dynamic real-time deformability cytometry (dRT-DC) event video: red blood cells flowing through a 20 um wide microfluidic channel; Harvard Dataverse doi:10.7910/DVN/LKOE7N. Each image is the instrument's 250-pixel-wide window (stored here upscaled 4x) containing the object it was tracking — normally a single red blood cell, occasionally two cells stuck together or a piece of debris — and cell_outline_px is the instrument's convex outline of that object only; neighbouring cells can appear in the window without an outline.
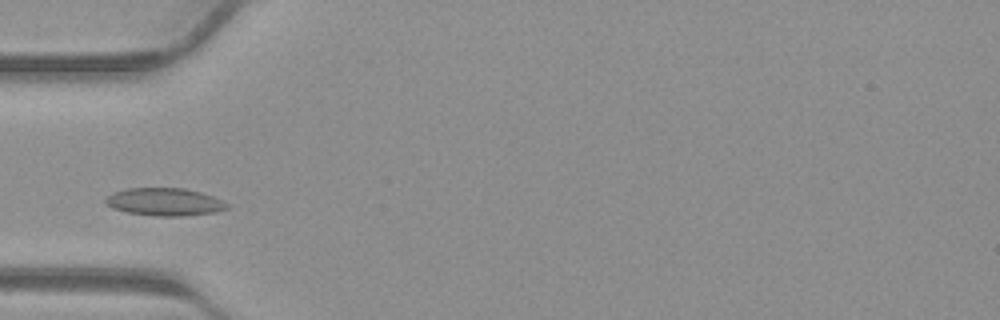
{"species": "common noctule bat (a hibernating species)", "species_latin": "Nyctalus noctula", "temperature_condition": "warm", "stored_images_in_passage": 25, "camera_frame_rate_fps": 3000, "um_per_image_px": 0.085, "animal": {"sex": "male", "body_mass_g": 23.1, "forearm_length_mm": 52.7}, "frame": {"image": 1, "passage_image": 4, "time_ms": 1.0, "image_size_px": [1000, 320], "cell_outline_px": [[232, 208], [216, 212], [180, 216], [152, 216], [128, 212], [112, 208], [104, 200], [112, 192], [128, 188], [184, 188], [200, 192], [212, 196], [228, 204]], "centroid_in_image_um": [14.0, 17.16], "position_along_channel_um": 71.0, "area_um2": 19.59}}
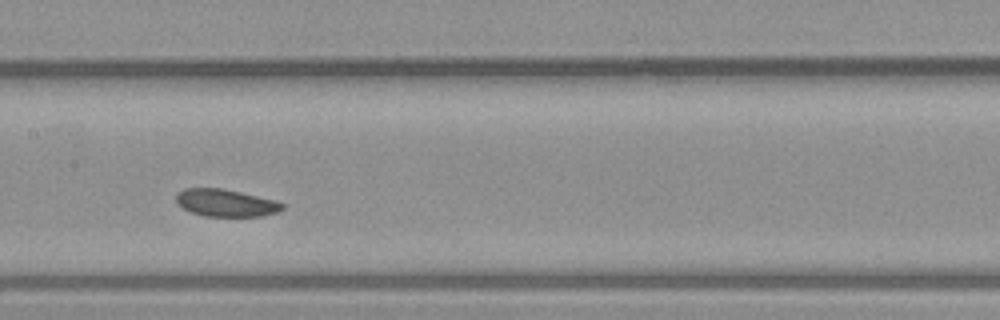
{"frame": {"image": 2, "passage_image": 11, "time_ms": 3.333, "image_size_px": [1000, 320], "cell_outline_px": [[284, 208], [280, 212], [260, 216], [204, 216], [192, 212], [184, 208], [176, 200], [176, 192], [184, 188], [224, 188], [276, 200], [284, 204]], "centroid_in_image_um": [19.22, 17.23], "position_along_channel_um": 188.2, "area_um2": 16.99}}
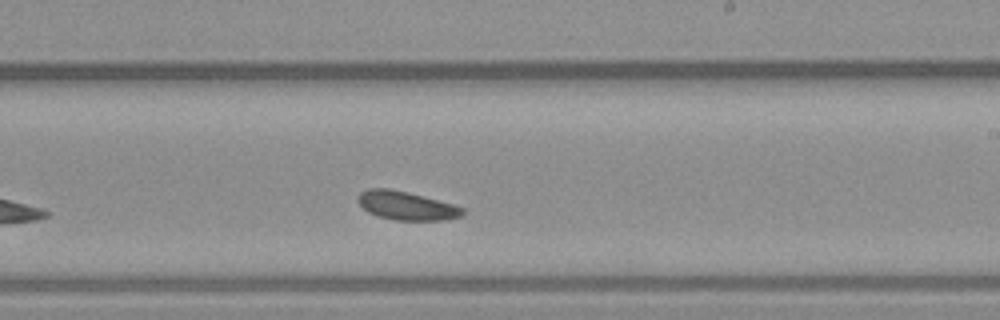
{"frame": {"image": 3, "passage_image": 15, "time_ms": 4.667, "image_size_px": [1000, 320], "cell_outline_px": [[464, 212], [460, 216], [444, 220], [396, 220], [376, 216], [368, 212], [356, 200], [356, 196], [360, 192], [368, 188], [392, 188], [424, 196], [452, 204], [464, 208]], "centroid_in_image_um": [34.49, 17.47], "position_along_channel_um": 254.5, "area_um2": 17.51}}